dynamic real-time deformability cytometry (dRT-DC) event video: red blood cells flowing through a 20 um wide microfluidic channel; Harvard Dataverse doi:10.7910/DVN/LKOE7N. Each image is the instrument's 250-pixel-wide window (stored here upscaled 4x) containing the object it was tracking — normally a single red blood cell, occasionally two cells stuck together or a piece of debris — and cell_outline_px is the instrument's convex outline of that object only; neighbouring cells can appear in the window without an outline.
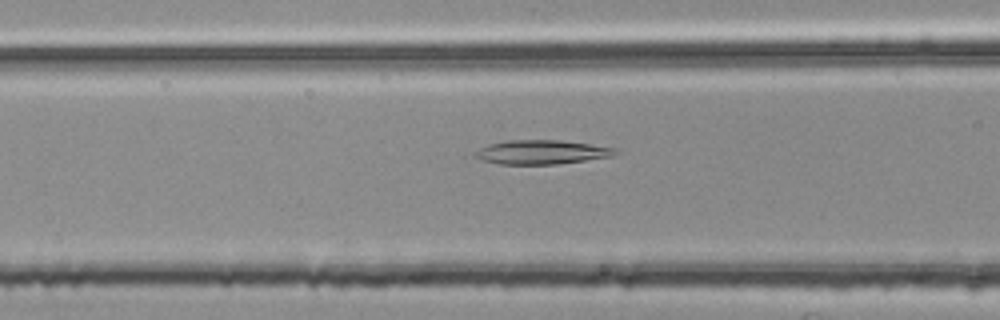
{"species": "common noctule bat (a hibernating species)", "species_latin": "Nyctalus noctula", "temperature_condition": "room temperature", "stored_images_in_passage": 54, "camera_frame_rate_fps": 3000, "um_per_image_px": 0.085, "animal": {"sex": "female", "body_mass_g": 25.1}, "frame": {"image": 1, "passage_image": 21, "time_ms": 6.667, "image_size_px": [1000, 320], "cell_outline_px": [[620, 152], [612, 156], [556, 164], [500, 164], [484, 160], [472, 156], [480, 148], [488, 144], [508, 140], [560, 140], [616, 148]], "centroid_in_image_um": [46.03, 12.92], "position_along_channel_um": 120.6, "area_um2": 19.48}}
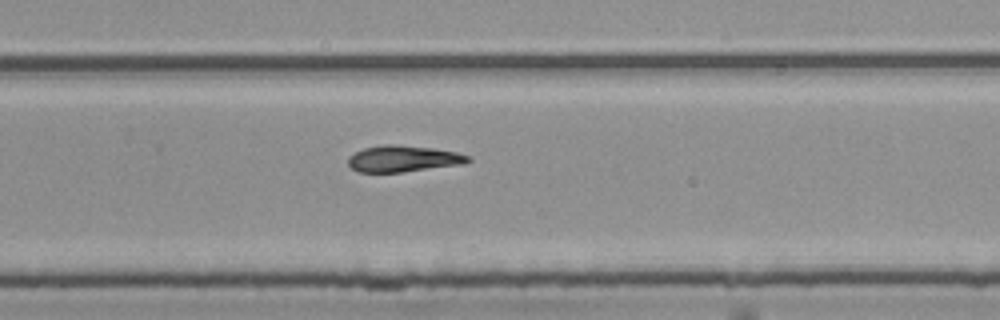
{"frame": {"image": 2, "passage_image": 35, "time_ms": 11.333, "image_size_px": [1000, 320], "cell_outline_px": [[472, 160], [464, 164], [404, 172], [356, 172], [348, 164], [348, 156], [364, 148], [384, 144], [392, 144], [432, 148], [456, 152], [468, 156]], "centroid_in_image_um": [34.26, 13.5], "position_along_channel_um": 295.5, "area_um2": 18.44}}
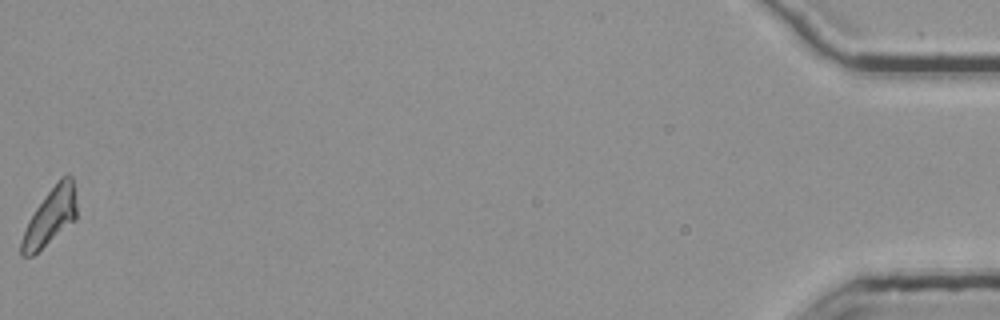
{"frame": {"image": 3, "passage_image": 54, "time_ms": 17.667, "image_size_px": [1000, 320], "cell_outline_px": [[76, 216], [72, 220], [32, 256], [20, 256], [20, 240], [28, 220], [36, 208], [60, 176], [68, 172], [72, 176], [76, 204]], "centroid_in_image_um": [4.23, 18.38], "position_along_channel_um": 431.0, "area_um2": 17.74}}